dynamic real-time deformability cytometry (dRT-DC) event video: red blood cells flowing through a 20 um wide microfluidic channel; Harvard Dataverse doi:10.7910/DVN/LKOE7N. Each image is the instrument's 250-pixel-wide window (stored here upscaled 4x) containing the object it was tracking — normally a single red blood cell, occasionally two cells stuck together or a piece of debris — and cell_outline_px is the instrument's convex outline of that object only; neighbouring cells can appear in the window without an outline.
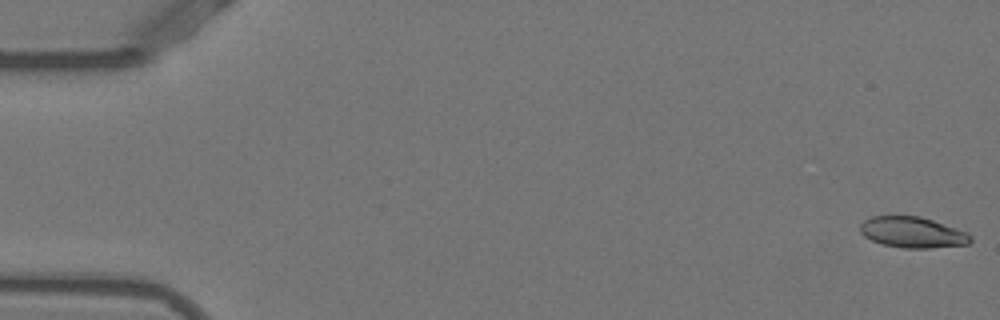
{"species": "Egyptian fruit bat (a non-hibernating species)", "species_latin": "Rousettus aegyptiacus", "temperature_condition": "warm", "stored_images_in_passage": 53, "camera_frame_rate_fps": 3000, "um_per_image_px": 0.085, "animal": {"sex": "female"}, "frame": {"image": 1, "passage_image": 1, "time_ms": 0.0, "image_size_px": [1000, 320], "cell_outline_px": [[972, 240], [968, 244], [928, 248], [904, 248], [884, 244], [872, 240], [864, 236], [860, 232], [860, 224], [864, 220], [872, 216], [920, 216], [968, 232], [972, 236]], "centroid_in_image_um": [77.57, 19.74], "position_along_channel_um": 7.4, "area_um2": 19.77}}
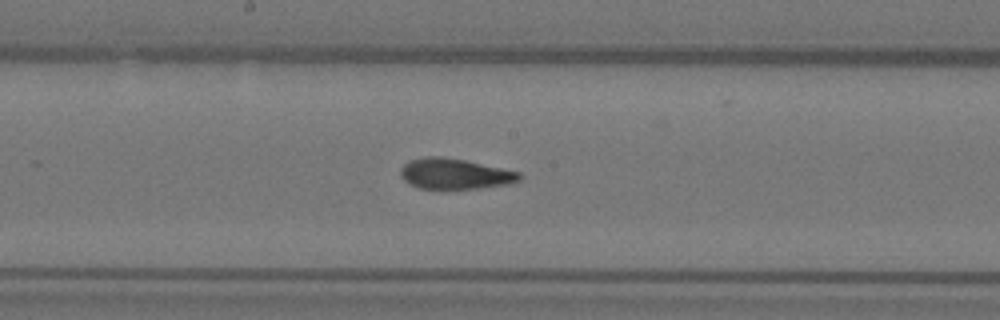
{"frame": {"image": 2, "passage_image": 28, "time_ms": 9.0, "image_size_px": [1000, 320], "cell_outline_px": [[524, 176], [520, 180], [508, 184], [480, 188], [420, 188], [404, 180], [400, 176], [400, 168], [408, 160], [428, 156], [440, 156], [464, 160], [520, 172]], "centroid_in_image_um": [38.66, 14.76], "position_along_channel_um": 209.5, "area_um2": 21.04}}
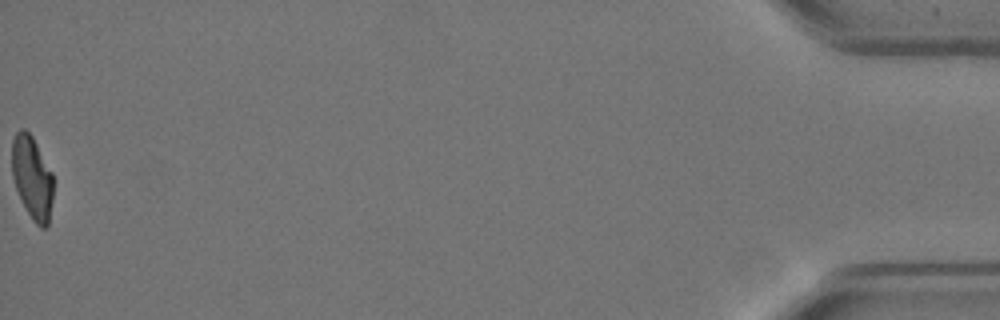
{"frame": {"image": 3, "passage_image": 53, "time_ms": 17.333, "image_size_px": [1000, 320], "cell_outline_px": [[52, 200], [48, 228], [40, 228], [32, 220], [16, 188], [12, 176], [12, 140], [16, 132], [20, 128], [24, 128], [32, 136], [52, 172]], "centroid_in_image_um": [2.73, 15.1], "position_along_channel_um": 432.5, "area_um2": 19.88}, "authors_computed_cell_mechanics": {"area_um2": 21.097, "velocity_mm_per_s": 3.8763, "shape_relaxation_time_tau1_ms": 9.3393, "shape_relaxation_time_tau2_ms": 1.5599, "deformation_change_tau1": 0.2894, "deformation_change_tau2": 0.0826}}